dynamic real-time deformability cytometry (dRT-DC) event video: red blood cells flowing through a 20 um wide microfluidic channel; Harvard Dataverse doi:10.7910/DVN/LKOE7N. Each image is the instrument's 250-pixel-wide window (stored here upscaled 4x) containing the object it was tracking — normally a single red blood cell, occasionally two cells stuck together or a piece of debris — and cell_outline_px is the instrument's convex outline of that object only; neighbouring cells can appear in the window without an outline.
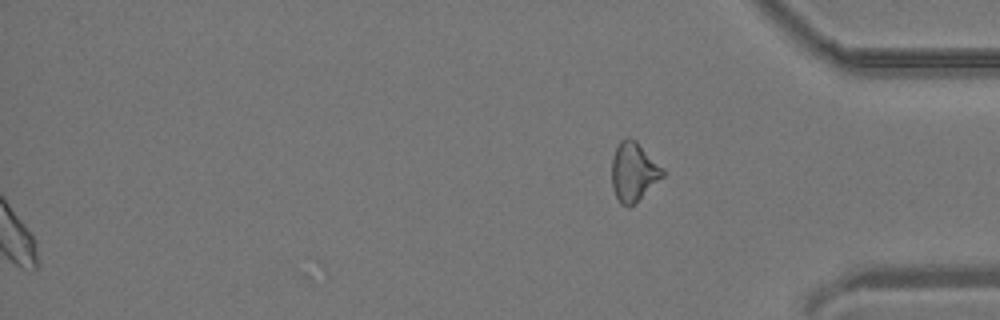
{"species": "common noctule bat (a hibernating species)", "species_latin": "Nyctalus noctula", "temperature_condition": "room temperature", "stored_images_in_passage": 43, "segment_of_instrument_passage": [2, 2], "camera_frame_rate_fps": 3000, "um_per_image_px": 0.085, "animal": {"sex": "male", "body_mass_g": 19.2, "forearm_length_mm": 51.8}, "frame": {"image": 1, "passage_image": 43, "time_ms": 14.0, "image_size_px": [1000, 320], "cell_outline_px": [[664, 176], [628, 208], [620, 204], [612, 188], [612, 156], [620, 140], [628, 136], [636, 140], [664, 168]], "centroid_in_image_um": [53.84, 14.57], "position_along_channel_um": 381.4, "area_um2": 17.51}}